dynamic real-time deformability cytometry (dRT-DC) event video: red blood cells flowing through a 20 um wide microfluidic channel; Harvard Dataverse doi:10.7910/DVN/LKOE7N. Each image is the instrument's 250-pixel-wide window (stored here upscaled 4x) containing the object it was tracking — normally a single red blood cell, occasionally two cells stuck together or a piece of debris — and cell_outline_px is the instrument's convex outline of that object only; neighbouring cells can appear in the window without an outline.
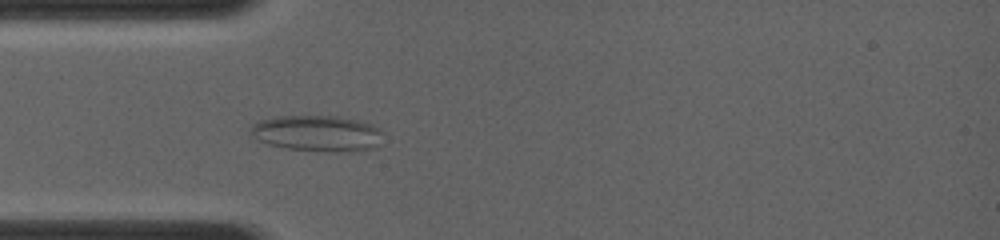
{"species": "common noctule bat (a hibernating species)", "species_latin": "Nyctalus noctula", "temperature_condition": "room temperature", "stored_images_in_passage": 11, "camera_frame_rate_fps": 4000, "um_per_image_px": 0.085, "animal": {"sex": "female", "body_mass_g": 19.0, "forearm_length_mm": 56.7}, "frame": {"image": 1, "passage_image": 11, "time_ms": 3.75, "image_size_px": [1000, 240], "cell_outline_px": [[384, 132], [376, 144], [368, 148], [328, 152], [288, 148], [268, 144], [260, 140], [252, 132], [252, 124], [256, 120], [276, 116], [340, 116], [372, 124], [380, 128]], "centroid_in_image_um": [26.94, 11.3], "position_along_channel_um": 58.1, "area_um2": 27.28}}